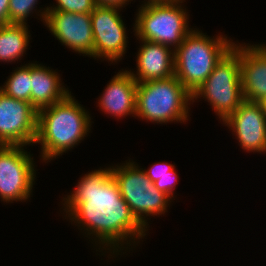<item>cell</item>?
Masks as SVG:
<instances>
[{
    "mask_svg": "<svg viewBox=\"0 0 266 266\" xmlns=\"http://www.w3.org/2000/svg\"><path fill=\"white\" fill-rule=\"evenodd\" d=\"M57 6L47 7L44 12H40V17L45 22L47 11H62V12H72L77 14L91 13L96 5L94 0H56ZM51 8V9H50Z\"/></svg>",
    "mask_w": 266,
    "mask_h": 266,
    "instance_id": "ffe728a7",
    "label": "cell"
},
{
    "mask_svg": "<svg viewBox=\"0 0 266 266\" xmlns=\"http://www.w3.org/2000/svg\"><path fill=\"white\" fill-rule=\"evenodd\" d=\"M9 2L10 0H0V26H5L10 24Z\"/></svg>",
    "mask_w": 266,
    "mask_h": 266,
    "instance_id": "7402d4cb",
    "label": "cell"
},
{
    "mask_svg": "<svg viewBox=\"0 0 266 266\" xmlns=\"http://www.w3.org/2000/svg\"><path fill=\"white\" fill-rule=\"evenodd\" d=\"M97 6H109L122 8L123 5L127 4L130 0H94Z\"/></svg>",
    "mask_w": 266,
    "mask_h": 266,
    "instance_id": "603a6c76",
    "label": "cell"
},
{
    "mask_svg": "<svg viewBox=\"0 0 266 266\" xmlns=\"http://www.w3.org/2000/svg\"><path fill=\"white\" fill-rule=\"evenodd\" d=\"M216 37L192 30L174 50V75L191 94L234 46L227 37Z\"/></svg>",
    "mask_w": 266,
    "mask_h": 266,
    "instance_id": "3957f363",
    "label": "cell"
},
{
    "mask_svg": "<svg viewBox=\"0 0 266 266\" xmlns=\"http://www.w3.org/2000/svg\"><path fill=\"white\" fill-rule=\"evenodd\" d=\"M190 91L174 76L137 84L136 115L147 121L166 123L188 120Z\"/></svg>",
    "mask_w": 266,
    "mask_h": 266,
    "instance_id": "277c9868",
    "label": "cell"
},
{
    "mask_svg": "<svg viewBox=\"0 0 266 266\" xmlns=\"http://www.w3.org/2000/svg\"><path fill=\"white\" fill-rule=\"evenodd\" d=\"M23 146L0 145V198L3 202L25 201L35 179L33 158Z\"/></svg>",
    "mask_w": 266,
    "mask_h": 266,
    "instance_id": "ba28073f",
    "label": "cell"
},
{
    "mask_svg": "<svg viewBox=\"0 0 266 266\" xmlns=\"http://www.w3.org/2000/svg\"><path fill=\"white\" fill-rule=\"evenodd\" d=\"M64 199L70 220L86 227L87 234L95 235L99 243L110 246L109 251L113 248V254L119 251L117 248L121 250L120 246L128 238L130 240L126 244H130L131 239L146 235V227L136 219L122 197L111 167L85 174L74 191Z\"/></svg>",
    "mask_w": 266,
    "mask_h": 266,
    "instance_id": "6da1fadb",
    "label": "cell"
},
{
    "mask_svg": "<svg viewBox=\"0 0 266 266\" xmlns=\"http://www.w3.org/2000/svg\"><path fill=\"white\" fill-rule=\"evenodd\" d=\"M0 90L12 98L31 103V64L14 70Z\"/></svg>",
    "mask_w": 266,
    "mask_h": 266,
    "instance_id": "ac0fdd59",
    "label": "cell"
},
{
    "mask_svg": "<svg viewBox=\"0 0 266 266\" xmlns=\"http://www.w3.org/2000/svg\"><path fill=\"white\" fill-rule=\"evenodd\" d=\"M44 23L67 48L93 57L94 39L90 13L47 11Z\"/></svg>",
    "mask_w": 266,
    "mask_h": 266,
    "instance_id": "8fae6325",
    "label": "cell"
},
{
    "mask_svg": "<svg viewBox=\"0 0 266 266\" xmlns=\"http://www.w3.org/2000/svg\"><path fill=\"white\" fill-rule=\"evenodd\" d=\"M260 104L262 105L263 110L266 113V96L263 98V100L260 101Z\"/></svg>",
    "mask_w": 266,
    "mask_h": 266,
    "instance_id": "cb8c5ba5",
    "label": "cell"
},
{
    "mask_svg": "<svg viewBox=\"0 0 266 266\" xmlns=\"http://www.w3.org/2000/svg\"><path fill=\"white\" fill-rule=\"evenodd\" d=\"M137 54V74L129 71L137 83L174 76V51L163 44L141 40ZM173 51V52H172Z\"/></svg>",
    "mask_w": 266,
    "mask_h": 266,
    "instance_id": "5bb4252c",
    "label": "cell"
},
{
    "mask_svg": "<svg viewBox=\"0 0 266 266\" xmlns=\"http://www.w3.org/2000/svg\"><path fill=\"white\" fill-rule=\"evenodd\" d=\"M239 64L244 100L260 102L266 96V46L239 45Z\"/></svg>",
    "mask_w": 266,
    "mask_h": 266,
    "instance_id": "4fadbf2b",
    "label": "cell"
},
{
    "mask_svg": "<svg viewBox=\"0 0 266 266\" xmlns=\"http://www.w3.org/2000/svg\"><path fill=\"white\" fill-rule=\"evenodd\" d=\"M164 1H167V0H148L145 3H156V2H164Z\"/></svg>",
    "mask_w": 266,
    "mask_h": 266,
    "instance_id": "d4e9b609",
    "label": "cell"
},
{
    "mask_svg": "<svg viewBox=\"0 0 266 266\" xmlns=\"http://www.w3.org/2000/svg\"><path fill=\"white\" fill-rule=\"evenodd\" d=\"M182 2L167 0L141 5L134 25L136 36L167 47L175 46V50L192 31L188 26L186 9L180 5Z\"/></svg>",
    "mask_w": 266,
    "mask_h": 266,
    "instance_id": "5b68a950",
    "label": "cell"
},
{
    "mask_svg": "<svg viewBox=\"0 0 266 266\" xmlns=\"http://www.w3.org/2000/svg\"><path fill=\"white\" fill-rule=\"evenodd\" d=\"M38 110L0 90V145L26 146L35 143Z\"/></svg>",
    "mask_w": 266,
    "mask_h": 266,
    "instance_id": "9c48e42d",
    "label": "cell"
},
{
    "mask_svg": "<svg viewBox=\"0 0 266 266\" xmlns=\"http://www.w3.org/2000/svg\"><path fill=\"white\" fill-rule=\"evenodd\" d=\"M199 97L210 102L222 121L244 101L238 44L234 43L233 48L214 67L207 79L192 93V102Z\"/></svg>",
    "mask_w": 266,
    "mask_h": 266,
    "instance_id": "8992f818",
    "label": "cell"
},
{
    "mask_svg": "<svg viewBox=\"0 0 266 266\" xmlns=\"http://www.w3.org/2000/svg\"><path fill=\"white\" fill-rule=\"evenodd\" d=\"M26 25L0 26V61L12 62L23 56L30 38Z\"/></svg>",
    "mask_w": 266,
    "mask_h": 266,
    "instance_id": "e0dca14e",
    "label": "cell"
},
{
    "mask_svg": "<svg viewBox=\"0 0 266 266\" xmlns=\"http://www.w3.org/2000/svg\"><path fill=\"white\" fill-rule=\"evenodd\" d=\"M174 167L175 166L172 164L159 162L153 164L148 170H143L149 180L154 183L155 187L159 191L166 193L171 199L178 178V174L175 172Z\"/></svg>",
    "mask_w": 266,
    "mask_h": 266,
    "instance_id": "d6986e66",
    "label": "cell"
},
{
    "mask_svg": "<svg viewBox=\"0 0 266 266\" xmlns=\"http://www.w3.org/2000/svg\"><path fill=\"white\" fill-rule=\"evenodd\" d=\"M137 84L128 70L118 72L105 88L99 107L117 118L136 115Z\"/></svg>",
    "mask_w": 266,
    "mask_h": 266,
    "instance_id": "9a60e30c",
    "label": "cell"
},
{
    "mask_svg": "<svg viewBox=\"0 0 266 266\" xmlns=\"http://www.w3.org/2000/svg\"><path fill=\"white\" fill-rule=\"evenodd\" d=\"M223 122L244 150L266 152V113L260 102L244 100Z\"/></svg>",
    "mask_w": 266,
    "mask_h": 266,
    "instance_id": "7c38bea8",
    "label": "cell"
},
{
    "mask_svg": "<svg viewBox=\"0 0 266 266\" xmlns=\"http://www.w3.org/2000/svg\"><path fill=\"white\" fill-rule=\"evenodd\" d=\"M69 93L57 103L38 110L37 136L42 158L52 160L78 144L91 128V117Z\"/></svg>",
    "mask_w": 266,
    "mask_h": 266,
    "instance_id": "7a4b0ae2",
    "label": "cell"
},
{
    "mask_svg": "<svg viewBox=\"0 0 266 266\" xmlns=\"http://www.w3.org/2000/svg\"><path fill=\"white\" fill-rule=\"evenodd\" d=\"M38 0H10L9 20L10 24H27V17L36 8Z\"/></svg>",
    "mask_w": 266,
    "mask_h": 266,
    "instance_id": "44dd1931",
    "label": "cell"
},
{
    "mask_svg": "<svg viewBox=\"0 0 266 266\" xmlns=\"http://www.w3.org/2000/svg\"><path fill=\"white\" fill-rule=\"evenodd\" d=\"M117 7L96 6L90 13L94 39L93 57L121 60L127 47L126 29Z\"/></svg>",
    "mask_w": 266,
    "mask_h": 266,
    "instance_id": "30bf717a",
    "label": "cell"
},
{
    "mask_svg": "<svg viewBox=\"0 0 266 266\" xmlns=\"http://www.w3.org/2000/svg\"><path fill=\"white\" fill-rule=\"evenodd\" d=\"M134 163L129 161L126 165L111 167V173L132 214L147 228L145 218L167 212V204L171 198L159 191L146 176L143 168L139 169Z\"/></svg>",
    "mask_w": 266,
    "mask_h": 266,
    "instance_id": "52a82bcc",
    "label": "cell"
},
{
    "mask_svg": "<svg viewBox=\"0 0 266 266\" xmlns=\"http://www.w3.org/2000/svg\"><path fill=\"white\" fill-rule=\"evenodd\" d=\"M60 82L57 72L41 64L31 63V104L40 110L64 99L69 90Z\"/></svg>",
    "mask_w": 266,
    "mask_h": 266,
    "instance_id": "2e32d148",
    "label": "cell"
}]
</instances>
